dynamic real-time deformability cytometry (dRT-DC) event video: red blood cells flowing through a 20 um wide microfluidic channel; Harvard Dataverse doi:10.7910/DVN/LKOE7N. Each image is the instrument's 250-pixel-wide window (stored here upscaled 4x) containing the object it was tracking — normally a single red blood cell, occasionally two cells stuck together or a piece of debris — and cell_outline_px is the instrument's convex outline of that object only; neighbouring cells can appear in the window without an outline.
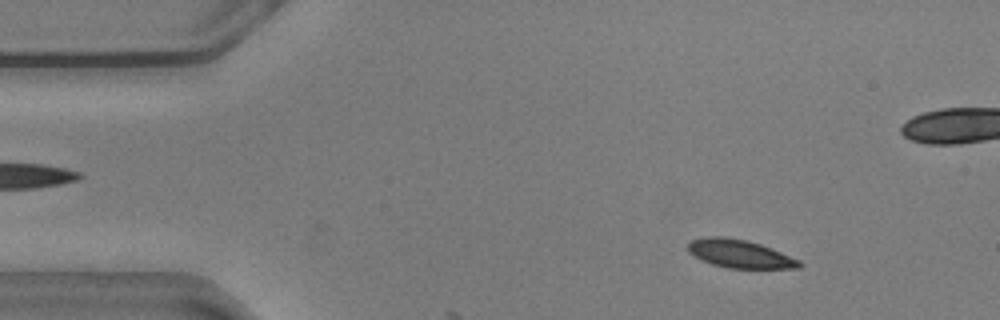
{"species": "common noctule bat (a hibernating species)", "species_latin": "Nyctalus noctula", "temperature_condition": "warm", "stored_images_in_passage": 10, "camera_frame_rate_fps": 3000, "um_per_image_px": 0.085, "animal": {"sex": "male", "body_mass_g": 20.5, "forearm_length_mm": 52.5}, "frame": {"image": 1, "passage_image": 7, "time_ms": 2.0, "image_size_px": [1000, 320], "cell_outline_px": [[804, 264], [800, 268], [728, 268], [712, 264], [700, 260], [692, 256], [688, 252], [688, 244], [692, 240], [708, 236], [724, 236], [748, 240], [772, 248], [800, 260]], "centroid_in_image_um": [62.88, 21.57], "position_along_channel_um": 22.1, "area_um2": 18.5}}